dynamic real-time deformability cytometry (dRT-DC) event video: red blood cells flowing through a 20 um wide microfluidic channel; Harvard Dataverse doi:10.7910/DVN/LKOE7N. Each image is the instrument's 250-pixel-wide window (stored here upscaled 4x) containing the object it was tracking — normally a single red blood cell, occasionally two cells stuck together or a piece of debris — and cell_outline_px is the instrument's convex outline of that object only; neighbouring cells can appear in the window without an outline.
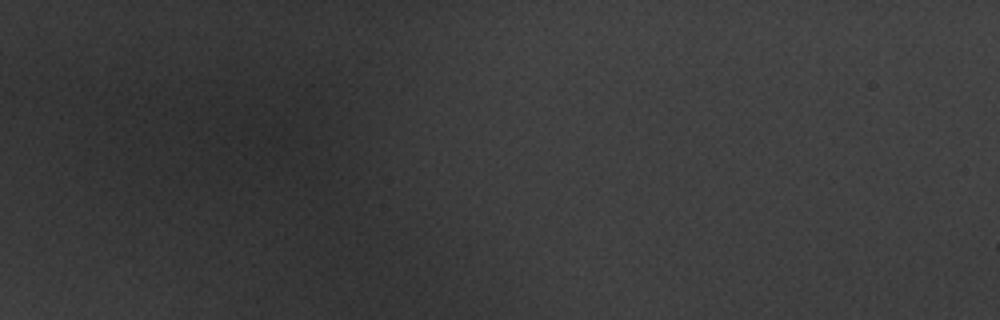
{"species": "common noctule bat (a hibernating species)", "species_latin": "Nyctalus noctula", "temperature_condition": "warm", "stored_images_in_passage": 2, "camera_frame_rate_fps": 3000, "um_per_image_px": 0.085, "animal": {"sex": "male", "body_mass_g": 20.1, "forearm_length_mm": 53.5}, "frame": {"image": 1, "passage_image": 1, "time_ms": 0.0, "image_size_px": [1000, 320], "cell_outline_px": [[324, 176], [320, 180], [304, 184], [260, 156], [248, 140], [252, 128], [280, 116], [304, 128]], "centroid_in_image_um": [24.39, 12.66], "position_along_channel_um": 60.6, "area_um2": 21.39}}